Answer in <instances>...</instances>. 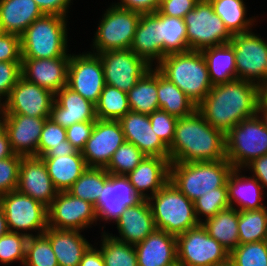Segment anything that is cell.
I'll list each match as a JSON object with an SVG mask.
<instances>
[{"label":"cell","mask_w":267,"mask_h":266,"mask_svg":"<svg viewBox=\"0 0 267 266\" xmlns=\"http://www.w3.org/2000/svg\"><path fill=\"white\" fill-rule=\"evenodd\" d=\"M0 206L10 232L38 230L41 235L48 228L47 207L28 195L11 191L0 196Z\"/></svg>","instance_id":"12"},{"label":"cell","mask_w":267,"mask_h":266,"mask_svg":"<svg viewBox=\"0 0 267 266\" xmlns=\"http://www.w3.org/2000/svg\"><path fill=\"white\" fill-rule=\"evenodd\" d=\"M141 200L126 176L109 174L94 205L97 219L116 222L127 207L134 206Z\"/></svg>","instance_id":"18"},{"label":"cell","mask_w":267,"mask_h":266,"mask_svg":"<svg viewBox=\"0 0 267 266\" xmlns=\"http://www.w3.org/2000/svg\"><path fill=\"white\" fill-rule=\"evenodd\" d=\"M44 14L66 17L71 0H34Z\"/></svg>","instance_id":"55"},{"label":"cell","mask_w":267,"mask_h":266,"mask_svg":"<svg viewBox=\"0 0 267 266\" xmlns=\"http://www.w3.org/2000/svg\"><path fill=\"white\" fill-rule=\"evenodd\" d=\"M214 12L222 19L226 29L233 36L249 32L252 18L246 17V7L243 0H209ZM251 25V26H250Z\"/></svg>","instance_id":"36"},{"label":"cell","mask_w":267,"mask_h":266,"mask_svg":"<svg viewBox=\"0 0 267 266\" xmlns=\"http://www.w3.org/2000/svg\"><path fill=\"white\" fill-rule=\"evenodd\" d=\"M197 220L201 223L198 215H204L205 220L215 216L223 209L230 207L228 201L227 185L216 188V192H209L193 201Z\"/></svg>","instance_id":"46"},{"label":"cell","mask_w":267,"mask_h":266,"mask_svg":"<svg viewBox=\"0 0 267 266\" xmlns=\"http://www.w3.org/2000/svg\"><path fill=\"white\" fill-rule=\"evenodd\" d=\"M73 153H81L74 148L68 140H66V146L52 147L44 156L42 157H60L66 156Z\"/></svg>","instance_id":"59"},{"label":"cell","mask_w":267,"mask_h":266,"mask_svg":"<svg viewBox=\"0 0 267 266\" xmlns=\"http://www.w3.org/2000/svg\"><path fill=\"white\" fill-rule=\"evenodd\" d=\"M79 266H105L101 250H97L91 245L83 254Z\"/></svg>","instance_id":"57"},{"label":"cell","mask_w":267,"mask_h":266,"mask_svg":"<svg viewBox=\"0 0 267 266\" xmlns=\"http://www.w3.org/2000/svg\"><path fill=\"white\" fill-rule=\"evenodd\" d=\"M55 94L27 81L22 76L3 102V114H23L30 117H50Z\"/></svg>","instance_id":"17"},{"label":"cell","mask_w":267,"mask_h":266,"mask_svg":"<svg viewBox=\"0 0 267 266\" xmlns=\"http://www.w3.org/2000/svg\"><path fill=\"white\" fill-rule=\"evenodd\" d=\"M229 43L235 53L237 79L257 85L265 81L267 79V42L261 36L249 31L233 35Z\"/></svg>","instance_id":"11"},{"label":"cell","mask_w":267,"mask_h":266,"mask_svg":"<svg viewBox=\"0 0 267 266\" xmlns=\"http://www.w3.org/2000/svg\"><path fill=\"white\" fill-rule=\"evenodd\" d=\"M66 128L47 118L38 144V157L44 156L52 147L66 146Z\"/></svg>","instance_id":"47"},{"label":"cell","mask_w":267,"mask_h":266,"mask_svg":"<svg viewBox=\"0 0 267 266\" xmlns=\"http://www.w3.org/2000/svg\"><path fill=\"white\" fill-rule=\"evenodd\" d=\"M257 114L261 115L260 118L262 119V121L265 124V127L267 128V107L266 106H258Z\"/></svg>","instance_id":"62"},{"label":"cell","mask_w":267,"mask_h":266,"mask_svg":"<svg viewBox=\"0 0 267 266\" xmlns=\"http://www.w3.org/2000/svg\"><path fill=\"white\" fill-rule=\"evenodd\" d=\"M227 159L170 163V181L191 201L223 187L233 170Z\"/></svg>","instance_id":"4"},{"label":"cell","mask_w":267,"mask_h":266,"mask_svg":"<svg viewBox=\"0 0 267 266\" xmlns=\"http://www.w3.org/2000/svg\"><path fill=\"white\" fill-rule=\"evenodd\" d=\"M148 201L157 230L177 236L200 224L193 201L170 180L153 196L148 195Z\"/></svg>","instance_id":"6"},{"label":"cell","mask_w":267,"mask_h":266,"mask_svg":"<svg viewBox=\"0 0 267 266\" xmlns=\"http://www.w3.org/2000/svg\"><path fill=\"white\" fill-rule=\"evenodd\" d=\"M101 253L105 266H138L134 245L118 241L103 233Z\"/></svg>","instance_id":"41"},{"label":"cell","mask_w":267,"mask_h":266,"mask_svg":"<svg viewBox=\"0 0 267 266\" xmlns=\"http://www.w3.org/2000/svg\"><path fill=\"white\" fill-rule=\"evenodd\" d=\"M50 118L63 128L75 123L96 121L95 104L66 85L55 93Z\"/></svg>","instance_id":"23"},{"label":"cell","mask_w":267,"mask_h":266,"mask_svg":"<svg viewBox=\"0 0 267 266\" xmlns=\"http://www.w3.org/2000/svg\"><path fill=\"white\" fill-rule=\"evenodd\" d=\"M48 227L58 230H83L96 222L95 206L83 199L61 191L47 208Z\"/></svg>","instance_id":"14"},{"label":"cell","mask_w":267,"mask_h":266,"mask_svg":"<svg viewBox=\"0 0 267 266\" xmlns=\"http://www.w3.org/2000/svg\"><path fill=\"white\" fill-rule=\"evenodd\" d=\"M9 232L6 217L2 207L0 206V237Z\"/></svg>","instance_id":"61"},{"label":"cell","mask_w":267,"mask_h":266,"mask_svg":"<svg viewBox=\"0 0 267 266\" xmlns=\"http://www.w3.org/2000/svg\"><path fill=\"white\" fill-rule=\"evenodd\" d=\"M47 118L50 117L3 114L2 124L15 154L22 157H38L40 135Z\"/></svg>","instance_id":"19"},{"label":"cell","mask_w":267,"mask_h":266,"mask_svg":"<svg viewBox=\"0 0 267 266\" xmlns=\"http://www.w3.org/2000/svg\"><path fill=\"white\" fill-rule=\"evenodd\" d=\"M149 118L153 131L169 148L173 142L178 118L160 109L149 114Z\"/></svg>","instance_id":"48"},{"label":"cell","mask_w":267,"mask_h":266,"mask_svg":"<svg viewBox=\"0 0 267 266\" xmlns=\"http://www.w3.org/2000/svg\"><path fill=\"white\" fill-rule=\"evenodd\" d=\"M18 192L32 197L47 208L59 192L41 157H22L19 167Z\"/></svg>","instance_id":"20"},{"label":"cell","mask_w":267,"mask_h":266,"mask_svg":"<svg viewBox=\"0 0 267 266\" xmlns=\"http://www.w3.org/2000/svg\"><path fill=\"white\" fill-rule=\"evenodd\" d=\"M189 50L202 51L205 48L229 43L232 35L222 19L214 12L209 0H200L184 16Z\"/></svg>","instance_id":"8"},{"label":"cell","mask_w":267,"mask_h":266,"mask_svg":"<svg viewBox=\"0 0 267 266\" xmlns=\"http://www.w3.org/2000/svg\"><path fill=\"white\" fill-rule=\"evenodd\" d=\"M130 111L127 93L105 84L95 104L97 119L119 120Z\"/></svg>","instance_id":"39"},{"label":"cell","mask_w":267,"mask_h":266,"mask_svg":"<svg viewBox=\"0 0 267 266\" xmlns=\"http://www.w3.org/2000/svg\"><path fill=\"white\" fill-rule=\"evenodd\" d=\"M118 121L126 142L134 144L146 156L169 158V148L153 131L149 115L130 110Z\"/></svg>","instance_id":"21"},{"label":"cell","mask_w":267,"mask_h":266,"mask_svg":"<svg viewBox=\"0 0 267 266\" xmlns=\"http://www.w3.org/2000/svg\"><path fill=\"white\" fill-rule=\"evenodd\" d=\"M145 156L134 144L125 141L114 152L105 170L112 175L126 176L140 164Z\"/></svg>","instance_id":"42"},{"label":"cell","mask_w":267,"mask_h":266,"mask_svg":"<svg viewBox=\"0 0 267 266\" xmlns=\"http://www.w3.org/2000/svg\"><path fill=\"white\" fill-rule=\"evenodd\" d=\"M29 236H33V234L9 231L0 237V262L8 264L19 260L23 265Z\"/></svg>","instance_id":"45"},{"label":"cell","mask_w":267,"mask_h":266,"mask_svg":"<svg viewBox=\"0 0 267 266\" xmlns=\"http://www.w3.org/2000/svg\"><path fill=\"white\" fill-rule=\"evenodd\" d=\"M24 266H59L51 243L44 234L28 237Z\"/></svg>","instance_id":"43"},{"label":"cell","mask_w":267,"mask_h":266,"mask_svg":"<svg viewBox=\"0 0 267 266\" xmlns=\"http://www.w3.org/2000/svg\"><path fill=\"white\" fill-rule=\"evenodd\" d=\"M241 169L234 168L229 174L227 185L228 201L230 207L237 203L241 210H258L264 206L262 201V186L254 177L241 176Z\"/></svg>","instance_id":"30"},{"label":"cell","mask_w":267,"mask_h":266,"mask_svg":"<svg viewBox=\"0 0 267 266\" xmlns=\"http://www.w3.org/2000/svg\"><path fill=\"white\" fill-rule=\"evenodd\" d=\"M78 230H58L48 227L43 233L50 241L59 266H79L91 244Z\"/></svg>","instance_id":"28"},{"label":"cell","mask_w":267,"mask_h":266,"mask_svg":"<svg viewBox=\"0 0 267 266\" xmlns=\"http://www.w3.org/2000/svg\"><path fill=\"white\" fill-rule=\"evenodd\" d=\"M130 50L150 66L154 59L162 60L161 13L141 14Z\"/></svg>","instance_id":"26"},{"label":"cell","mask_w":267,"mask_h":266,"mask_svg":"<svg viewBox=\"0 0 267 266\" xmlns=\"http://www.w3.org/2000/svg\"><path fill=\"white\" fill-rule=\"evenodd\" d=\"M21 160L17 154L0 159V196L17 189Z\"/></svg>","instance_id":"49"},{"label":"cell","mask_w":267,"mask_h":266,"mask_svg":"<svg viewBox=\"0 0 267 266\" xmlns=\"http://www.w3.org/2000/svg\"><path fill=\"white\" fill-rule=\"evenodd\" d=\"M3 113H4V105L3 103H1V100H0V115H2L0 119H3ZM1 123H2V120H0V124Z\"/></svg>","instance_id":"64"},{"label":"cell","mask_w":267,"mask_h":266,"mask_svg":"<svg viewBox=\"0 0 267 266\" xmlns=\"http://www.w3.org/2000/svg\"><path fill=\"white\" fill-rule=\"evenodd\" d=\"M226 159L233 168L246 167L267 154V128L258 114L242 120L225 134Z\"/></svg>","instance_id":"7"},{"label":"cell","mask_w":267,"mask_h":266,"mask_svg":"<svg viewBox=\"0 0 267 266\" xmlns=\"http://www.w3.org/2000/svg\"><path fill=\"white\" fill-rule=\"evenodd\" d=\"M135 192L141 199H148L144 191L153 196L170 179V160L158 156H145L140 164L126 175Z\"/></svg>","instance_id":"25"},{"label":"cell","mask_w":267,"mask_h":266,"mask_svg":"<svg viewBox=\"0 0 267 266\" xmlns=\"http://www.w3.org/2000/svg\"><path fill=\"white\" fill-rule=\"evenodd\" d=\"M115 224L121 237H111L131 245L142 242L156 230L148 199H142L136 205L127 207Z\"/></svg>","instance_id":"24"},{"label":"cell","mask_w":267,"mask_h":266,"mask_svg":"<svg viewBox=\"0 0 267 266\" xmlns=\"http://www.w3.org/2000/svg\"><path fill=\"white\" fill-rule=\"evenodd\" d=\"M177 260L184 266H217L229 259V252L200 223L176 236Z\"/></svg>","instance_id":"9"},{"label":"cell","mask_w":267,"mask_h":266,"mask_svg":"<svg viewBox=\"0 0 267 266\" xmlns=\"http://www.w3.org/2000/svg\"><path fill=\"white\" fill-rule=\"evenodd\" d=\"M201 52L213 86L237 79L235 53L230 43L205 48Z\"/></svg>","instance_id":"32"},{"label":"cell","mask_w":267,"mask_h":266,"mask_svg":"<svg viewBox=\"0 0 267 266\" xmlns=\"http://www.w3.org/2000/svg\"><path fill=\"white\" fill-rule=\"evenodd\" d=\"M43 15L34 0H0V32L21 36Z\"/></svg>","instance_id":"29"},{"label":"cell","mask_w":267,"mask_h":266,"mask_svg":"<svg viewBox=\"0 0 267 266\" xmlns=\"http://www.w3.org/2000/svg\"><path fill=\"white\" fill-rule=\"evenodd\" d=\"M157 97L159 109L177 118L189 116L197 110V105L158 70Z\"/></svg>","instance_id":"34"},{"label":"cell","mask_w":267,"mask_h":266,"mask_svg":"<svg viewBox=\"0 0 267 266\" xmlns=\"http://www.w3.org/2000/svg\"><path fill=\"white\" fill-rule=\"evenodd\" d=\"M200 0H161L158 11L166 16L184 18Z\"/></svg>","instance_id":"53"},{"label":"cell","mask_w":267,"mask_h":266,"mask_svg":"<svg viewBox=\"0 0 267 266\" xmlns=\"http://www.w3.org/2000/svg\"><path fill=\"white\" fill-rule=\"evenodd\" d=\"M229 259L235 266H267V240L239 244Z\"/></svg>","instance_id":"44"},{"label":"cell","mask_w":267,"mask_h":266,"mask_svg":"<svg viewBox=\"0 0 267 266\" xmlns=\"http://www.w3.org/2000/svg\"><path fill=\"white\" fill-rule=\"evenodd\" d=\"M217 266H235L230 259H228L226 262L218 264Z\"/></svg>","instance_id":"63"},{"label":"cell","mask_w":267,"mask_h":266,"mask_svg":"<svg viewBox=\"0 0 267 266\" xmlns=\"http://www.w3.org/2000/svg\"><path fill=\"white\" fill-rule=\"evenodd\" d=\"M160 3L161 0H121L115 5L141 14H148L156 12Z\"/></svg>","instance_id":"54"},{"label":"cell","mask_w":267,"mask_h":266,"mask_svg":"<svg viewBox=\"0 0 267 266\" xmlns=\"http://www.w3.org/2000/svg\"><path fill=\"white\" fill-rule=\"evenodd\" d=\"M168 266H184L183 264H181L178 260L175 261L174 263L168 265Z\"/></svg>","instance_id":"65"},{"label":"cell","mask_w":267,"mask_h":266,"mask_svg":"<svg viewBox=\"0 0 267 266\" xmlns=\"http://www.w3.org/2000/svg\"><path fill=\"white\" fill-rule=\"evenodd\" d=\"M239 244L267 240V208L238 211Z\"/></svg>","instance_id":"37"},{"label":"cell","mask_w":267,"mask_h":266,"mask_svg":"<svg viewBox=\"0 0 267 266\" xmlns=\"http://www.w3.org/2000/svg\"><path fill=\"white\" fill-rule=\"evenodd\" d=\"M55 188L67 191L88 168L82 153L60 157H41Z\"/></svg>","instance_id":"31"},{"label":"cell","mask_w":267,"mask_h":266,"mask_svg":"<svg viewBox=\"0 0 267 266\" xmlns=\"http://www.w3.org/2000/svg\"><path fill=\"white\" fill-rule=\"evenodd\" d=\"M140 17L141 13L112 5L106 10L98 26L94 49L98 53L130 49Z\"/></svg>","instance_id":"10"},{"label":"cell","mask_w":267,"mask_h":266,"mask_svg":"<svg viewBox=\"0 0 267 266\" xmlns=\"http://www.w3.org/2000/svg\"><path fill=\"white\" fill-rule=\"evenodd\" d=\"M201 224L229 253L239 245L238 210L235 207L223 209Z\"/></svg>","instance_id":"33"},{"label":"cell","mask_w":267,"mask_h":266,"mask_svg":"<svg viewBox=\"0 0 267 266\" xmlns=\"http://www.w3.org/2000/svg\"><path fill=\"white\" fill-rule=\"evenodd\" d=\"M95 121H85L75 123L66 128V137L68 142L76 148L77 151H82L90 138L94 128Z\"/></svg>","instance_id":"52"},{"label":"cell","mask_w":267,"mask_h":266,"mask_svg":"<svg viewBox=\"0 0 267 266\" xmlns=\"http://www.w3.org/2000/svg\"><path fill=\"white\" fill-rule=\"evenodd\" d=\"M125 142L118 120L97 119L82 156L89 168H106L114 152Z\"/></svg>","instance_id":"16"},{"label":"cell","mask_w":267,"mask_h":266,"mask_svg":"<svg viewBox=\"0 0 267 266\" xmlns=\"http://www.w3.org/2000/svg\"><path fill=\"white\" fill-rule=\"evenodd\" d=\"M246 167H250L252 177L256 178L263 188L267 187V154L254 159Z\"/></svg>","instance_id":"56"},{"label":"cell","mask_w":267,"mask_h":266,"mask_svg":"<svg viewBox=\"0 0 267 266\" xmlns=\"http://www.w3.org/2000/svg\"><path fill=\"white\" fill-rule=\"evenodd\" d=\"M162 59L166 55L189 51L183 18L161 14Z\"/></svg>","instance_id":"38"},{"label":"cell","mask_w":267,"mask_h":266,"mask_svg":"<svg viewBox=\"0 0 267 266\" xmlns=\"http://www.w3.org/2000/svg\"><path fill=\"white\" fill-rule=\"evenodd\" d=\"M259 85L236 79L215 85L197 105V111L225 134L242 120L257 114Z\"/></svg>","instance_id":"1"},{"label":"cell","mask_w":267,"mask_h":266,"mask_svg":"<svg viewBox=\"0 0 267 266\" xmlns=\"http://www.w3.org/2000/svg\"><path fill=\"white\" fill-rule=\"evenodd\" d=\"M8 134L5 131L3 124H0V159H6L14 156Z\"/></svg>","instance_id":"58"},{"label":"cell","mask_w":267,"mask_h":266,"mask_svg":"<svg viewBox=\"0 0 267 266\" xmlns=\"http://www.w3.org/2000/svg\"><path fill=\"white\" fill-rule=\"evenodd\" d=\"M158 64L156 69L196 105L213 87L201 51L189 50L166 55Z\"/></svg>","instance_id":"3"},{"label":"cell","mask_w":267,"mask_h":266,"mask_svg":"<svg viewBox=\"0 0 267 266\" xmlns=\"http://www.w3.org/2000/svg\"><path fill=\"white\" fill-rule=\"evenodd\" d=\"M134 247L138 266H168L177 261L176 236L166 231L156 229Z\"/></svg>","instance_id":"27"},{"label":"cell","mask_w":267,"mask_h":266,"mask_svg":"<svg viewBox=\"0 0 267 266\" xmlns=\"http://www.w3.org/2000/svg\"><path fill=\"white\" fill-rule=\"evenodd\" d=\"M267 107V79L259 85V104Z\"/></svg>","instance_id":"60"},{"label":"cell","mask_w":267,"mask_h":266,"mask_svg":"<svg viewBox=\"0 0 267 266\" xmlns=\"http://www.w3.org/2000/svg\"><path fill=\"white\" fill-rule=\"evenodd\" d=\"M226 159L225 133L214 128L196 110L178 118L169 147L170 163L204 162Z\"/></svg>","instance_id":"2"},{"label":"cell","mask_w":267,"mask_h":266,"mask_svg":"<svg viewBox=\"0 0 267 266\" xmlns=\"http://www.w3.org/2000/svg\"><path fill=\"white\" fill-rule=\"evenodd\" d=\"M109 173L105 168H87L67 190L71 195L95 205L101 195Z\"/></svg>","instance_id":"40"},{"label":"cell","mask_w":267,"mask_h":266,"mask_svg":"<svg viewBox=\"0 0 267 266\" xmlns=\"http://www.w3.org/2000/svg\"><path fill=\"white\" fill-rule=\"evenodd\" d=\"M66 17L44 14L33 21L21 35L22 58L70 57L67 54Z\"/></svg>","instance_id":"5"},{"label":"cell","mask_w":267,"mask_h":266,"mask_svg":"<svg viewBox=\"0 0 267 266\" xmlns=\"http://www.w3.org/2000/svg\"><path fill=\"white\" fill-rule=\"evenodd\" d=\"M69 61L70 57L22 58L21 75L27 81L55 94L67 85Z\"/></svg>","instance_id":"22"},{"label":"cell","mask_w":267,"mask_h":266,"mask_svg":"<svg viewBox=\"0 0 267 266\" xmlns=\"http://www.w3.org/2000/svg\"><path fill=\"white\" fill-rule=\"evenodd\" d=\"M95 53L99 55L103 66L105 84L126 93L152 68L130 49Z\"/></svg>","instance_id":"13"},{"label":"cell","mask_w":267,"mask_h":266,"mask_svg":"<svg viewBox=\"0 0 267 266\" xmlns=\"http://www.w3.org/2000/svg\"><path fill=\"white\" fill-rule=\"evenodd\" d=\"M67 86L96 104L105 86L103 66L98 54L70 56Z\"/></svg>","instance_id":"15"},{"label":"cell","mask_w":267,"mask_h":266,"mask_svg":"<svg viewBox=\"0 0 267 266\" xmlns=\"http://www.w3.org/2000/svg\"><path fill=\"white\" fill-rule=\"evenodd\" d=\"M128 103L131 111L142 114H151L159 110L157 97V69L151 68L127 92Z\"/></svg>","instance_id":"35"},{"label":"cell","mask_w":267,"mask_h":266,"mask_svg":"<svg viewBox=\"0 0 267 266\" xmlns=\"http://www.w3.org/2000/svg\"><path fill=\"white\" fill-rule=\"evenodd\" d=\"M0 61L21 62V36L0 32Z\"/></svg>","instance_id":"50"},{"label":"cell","mask_w":267,"mask_h":266,"mask_svg":"<svg viewBox=\"0 0 267 266\" xmlns=\"http://www.w3.org/2000/svg\"><path fill=\"white\" fill-rule=\"evenodd\" d=\"M21 76V62L0 61V100L3 96L8 98Z\"/></svg>","instance_id":"51"}]
</instances>
